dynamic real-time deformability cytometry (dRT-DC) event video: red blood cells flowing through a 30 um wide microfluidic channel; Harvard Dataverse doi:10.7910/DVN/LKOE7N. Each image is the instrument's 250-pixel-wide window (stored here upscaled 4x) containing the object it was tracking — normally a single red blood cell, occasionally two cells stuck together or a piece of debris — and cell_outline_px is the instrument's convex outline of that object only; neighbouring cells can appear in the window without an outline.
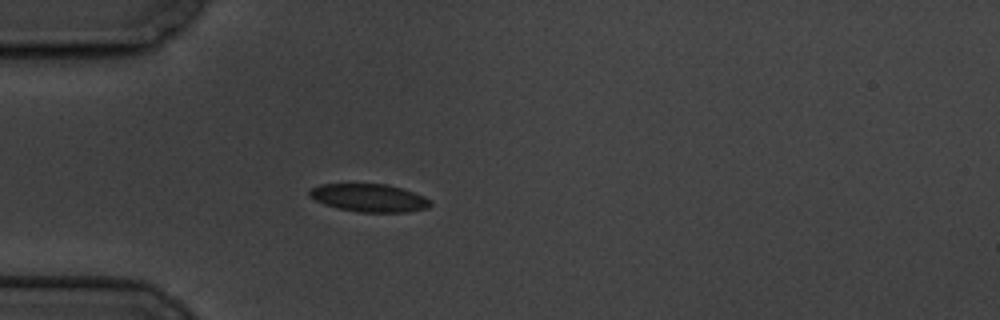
{"species": "common noctule bat (a hibernating species)", "species_latin": "Nyctalus noctula", "temperature_condition": "cold", "stored_images_in_passage": 5, "camera_frame_rate_fps": 3000, "um_per_image_px": 0.085, "animal": {"sex": "male", "body_mass_g": 19.5, "forearm_length_mm": 54.6}, "frame": {"image": 1, "passage_image": 5, "time_ms": 4.667, "image_size_px": [1000, 320], "cell_outline_px": [[432, 204], [428, 208], [408, 212], [356, 212], [336, 208], [324, 204], [308, 196], [308, 192], [312, 188], [320, 184], [384, 184], [404, 188], [424, 196], [432, 200]], "centroid_in_image_um": [31.4, 16.82], "position_along_channel_um": 53.6, "area_um2": 19.88}}